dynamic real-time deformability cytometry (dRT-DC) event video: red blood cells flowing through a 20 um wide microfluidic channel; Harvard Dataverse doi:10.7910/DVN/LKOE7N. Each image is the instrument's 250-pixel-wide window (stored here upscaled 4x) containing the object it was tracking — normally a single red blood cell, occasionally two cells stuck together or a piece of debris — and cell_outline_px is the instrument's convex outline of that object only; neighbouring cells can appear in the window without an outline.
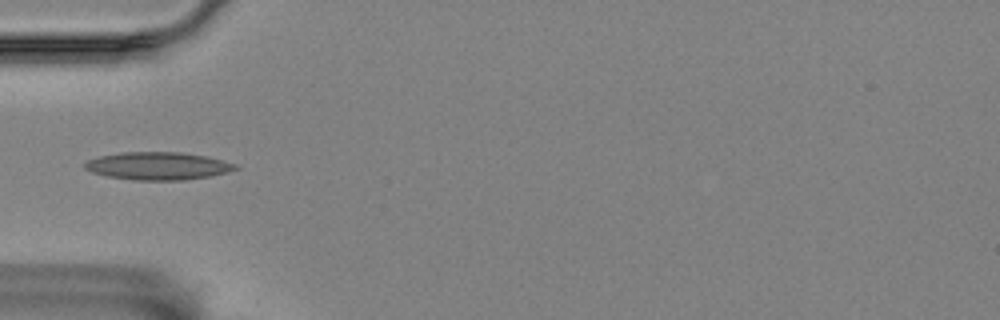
{"species": "Egyptian fruit bat (a non-hibernating species)", "species_latin": "Rousettus aegyptiacus", "temperature_condition": "room temperature", "stored_images_in_passage": 4, "camera_frame_rate_fps": 3000, "um_per_image_px": 0.085, "animal": {"sex": "female"}, "frame": {"image": 1, "passage_image": 4, "time_ms": 1.0, "image_size_px": [1000, 320], "cell_outline_px": [[240, 168], [212, 176], [184, 180], [132, 180], [108, 176], [92, 172], [84, 168], [84, 164], [88, 160], [100, 156], [124, 152], [180, 152], [204, 156], [236, 164]], "centroid_in_image_um": [13.42, 14.11], "position_along_channel_um": 71.6, "area_um2": 24.16}}